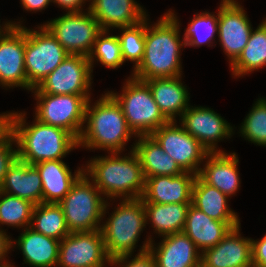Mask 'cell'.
Returning <instances> with one entry per match:
<instances>
[{
  "label": "cell",
  "mask_w": 266,
  "mask_h": 267,
  "mask_svg": "<svg viewBox=\"0 0 266 267\" xmlns=\"http://www.w3.org/2000/svg\"><path fill=\"white\" fill-rule=\"evenodd\" d=\"M174 10H168L153 24L146 17L145 50L142 62L131 76L145 81L152 78L183 75L181 52L186 48L179 22Z\"/></svg>",
  "instance_id": "cell-1"
},
{
  "label": "cell",
  "mask_w": 266,
  "mask_h": 267,
  "mask_svg": "<svg viewBox=\"0 0 266 267\" xmlns=\"http://www.w3.org/2000/svg\"><path fill=\"white\" fill-rule=\"evenodd\" d=\"M107 154L91 157L86 161L85 174L107 201L115 202L117 198L119 200L141 198L145 189V178L134 147H130V152L124 156L122 152Z\"/></svg>",
  "instance_id": "cell-2"
},
{
  "label": "cell",
  "mask_w": 266,
  "mask_h": 267,
  "mask_svg": "<svg viewBox=\"0 0 266 267\" xmlns=\"http://www.w3.org/2000/svg\"><path fill=\"white\" fill-rule=\"evenodd\" d=\"M105 92L95 102H92L93 99L87 101L78 148L99 149L107 153L125 152L128 142L137 136L129 128L121 106Z\"/></svg>",
  "instance_id": "cell-3"
},
{
  "label": "cell",
  "mask_w": 266,
  "mask_h": 267,
  "mask_svg": "<svg viewBox=\"0 0 266 267\" xmlns=\"http://www.w3.org/2000/svg\"><path fill=\"white\" fill-rule=\"evenodd\" d=\"M27 112L13 111L12 135L16 140L18 159L30 165L49 160H63L78 149V140L68 131L46 125L34 118L27 122Z\"/></svg>",
  "instance_id": "cell-4"
},
{
  "label": "cell",
  "mask_w": 266,
  "mask_h": 267,
  "mask_svg": "<svg viewBox=\"0 0 266 267\" xmlns=\"http://www.w3.org/2000/svg\"><path fill=\"white\" fill-rule=\"evenodd\" d=\"M119 201L108 217L105 215L109 213L108 209L112 204L106 202L102 218L104 220L100 228L110 259L136 252L134 249H137L140 235L147 225L144 202L141 198Z\"/></svg>",
  "instance_id": "cell-5"
},
{
  "label": "cell",
  "mask_w": 266,
  "mask_h": 267,
  "mask_svg": "<svg viewBox=\"0 0 266 267\" xmlns=\"http://www.w3.org/2000/svg\"><path fill=\"white\" fill-rule=\"evenodd\" d=\"M107 92L121 106L128 126L136 136L151 135L169 122L154 101L145 81L129 76L125 79L121 93Z\"/></svg>",
  "instance_id": "cell-6"
},
{
  "label": "cell",
  "mask_w": 266,
  "mask_h": 267,
  "mask_svg": "<svg viewBox=\"0 0 266 267\" xmlns=\"http://www.w3.org/2000/svg\"><path fill=\"white\" fill-rule=\"evenodd\" d=\"M107 200L85 172L58 203L70 233L100 230Z\"/></svg>",
  "instance_id": "cell-7"
},
{
  "label": "cell",
  "mask_w": 266,
  "mask_h": 267,
  "mask_svg": "<svg viewBox=\"0 0 266 267\" xmlns=\"http://www.w3.org/2000/svg\"><path fill=\"white\" fill-rule=\"evenodd\" d=\"M69 54L42 24L26 27L25 72L27 90L36 88Z\"/></svg>",
  "instance_id": "cell-8"
},
{
  "label": "cell",
  "mask_w": 266,
  "mask_h": 267,
  "mask_svg": "<svg viewBox=\"0 0 266 267\" xmlns=\"http://www.w3.org/2000/svg\"><path fill=\"white\" fill-rule=\"evenodd\" d=\"M92 95L34 93L35 119L39 122L62 128L77 140L85 123V107Z\"/></svg>",
  "instance_id": "cell-9"
},
{
  "label": "cell",
  "mask_w": 266,
  "mask_h": 267,
  "mask_svg": "<svg viewBox=\"0 0 266 267\" xmlns=\"http://www.w3.org/2000/svg\"><path fill=\"white\" fill-rule=\"evenodd\" d=\"M43 25L68 54L86 57L92 52L96 37L102 31L89 8L81 12H65Z\"/></svg>",
  "instance_id": "cell-10"
},
{
  "label": "cell",
  "mask_w": 266,
  "mask_h": 267,
  "mask_svg": "<svg viewBox=\"0 0 266 267\" xmlns=\"http://www.w3.org/2000/svg\"><path fill=\"white\" fill-rule=\"evenodd\" d=\"M177 123L169 121L156 129L151 136L184 172L198 175L209 151Z\"/></svg>",
  "instance_id": "cell-11"
},
{
  "label": "cell",
  "mask_w": 266,
  "mask_h": 267,
  "mask_svg": "<svg viewBox=\"0 0 266 267\" xmlns=\"http://www.w3.org/2000/svg\"><path fill=\"white\" fill-rule=\"evenodd\" d=\"M93 74L89 58L69 54L32 93L91 95Z\"/></svg>",
  "instance_id": "cell-12"
},
{
  "label": "cell",
  "mask_w": 266,
  "mask_h": 267,
  "mask_svg": "<svg viewBox=\"0 0 266 267\" xmlns=\"http://www.w3.org/2000/svg\"><path fill=\"white\" fill-rule=\"evenodd\" d=\"M110 261L101 230L73 232L60 241L56 267H106Z\"/></svg>",
  "instance_id": "cell-13"
},
{
  "label": "cell",
  "mask_w": 266,
  "mask_h": 267,
  "mask_svg": "<svg viewBox=\"0 0 266 267\" xmlns=\"http://www.w3.org/2000/svg\"><path fill=\"white\" fill-rule=\"evenodd\" d=\"M179 124L195 137L209 153L226 152L219 149L218 142L231 138L235 134L236 128L235 125L231 126L213 108L191 105L182 113Z\"/></svg>",
  "instance_id": "cell-14"
},
{
  "label": "cell",
  "mask_w": 266,
  "mask_h": 267,
  "mask_svg": "<svg viewBox=\"0 0 266 267\" xmlns=\"http://www.w3.org/2000/svg\"><path fill=\"white\" fill-rule=\"evenodd\" d=\"M242 3L220 2L218 12V41L227 56L229 67L241 55L253 30L250 19Z\"/></svg>",
  "instance_id": "cell-15"
},
{
  "label": "cell",
  "mask_w": 266,
  "mask_h": 267,
  "mask_svg": "<svg viewBox=\"0 0 266 267\" xmlns=\"http://www.w3.org/2000/svg\"><path fill=\"white\" fill-rule=\"evenodd\" d=\"M26 27H11L0 36V86L27 90L25 72Z\"/></svg>",
  "instance_id": "cell-16"
},
{
  "label": "cell",
  "mask_w": 266,
  "mask_h": 267,
  "mask_svg": "<svg viewBox=\"0 0 266 267\" xmlns=\"http://www.w3.org/2000/svg\"><path fill=\"white\" fill-rule=\"evenodd\" d=\"M240 228H231L216 246L204 250L200 267H253L252 238L242 236Z\"/></svg>",
  "instance_id": "cell-17"
},
{
  "label": "cell",
  "mask_w": 266,
  "mask_h": 267,
  "mask_svg": "<svg viewBox=\"0 0 266 267\" xmlns=\"http://www.w3.org/2000/svg\"><path fill=\"white\" fill-rule=\"evenodd\" d=\"M239 157L236 152L209 153L199 171L198 176L210 186L231 198L238 193L241 179L239 173Z\"/></svg>",
  "instance_id": "cell-18"
},
{
  "label": "cell",
  "mask_w": 266,
  "mask_h": 267,
  "mask_svg": "<svg viewBox=\"0 0 266 267\" xmlns=\"http://www.w3.org/2000/svg\"><path fill=\"white\" fill-rule=\"evenodd\" d=\"M160 239L159 243L152 241L149 246L157 267H200L201 252L184 232Z\"/></svg>",
  "instance_id": "cell-19"
},
{
  "label": "cell",
  "mask_w": 266,
  "mask_h": 267,
  "mask_svg": "<svg viewBox=\"0 0 266 267\" xmlns=\"http://www.w3.org/2000/svg\"><path fill=\"white\" fill-rule=\"evenodd\" d=\"M197 175L183 172L176 176H153L145 178L143 202L170 204L192 203V188Z\"/></svg>",
  "instance_id": "cell-20"
},
{
  "label": "cell",
  "mask_w": 266,
  "mask_h": 267,
  "mask_svg": "<svg viewBox=\"0 0 266 267\" xmlns=\"http://www.w3.org/2000/svg\"><path fill=\"white\" fill-rule=\"evenodd\" d=\"M144 9L136 0H94L89 5V11L98 21L101 30L111 32L144 20L149 15Z\"/></svg>",
  "instance_id": "cell-21"
},
{
  "label": "cell",
  "mask_w": 266,
  "mask_h": 267,
  "mask_svg": "<svg viewBox=\"0 0 266 267\" xmlns=\"http://www.w3.org/2000/svg\"><path fill=\"white\" fill-rule=\"evenodd\" d=\"M240 224V221L214 220L190 204L183 232L202 253L204 250L216 246L231 228Z\"/></svg>",
  "instance_id": "cell-22"
},
{
  "label": "cell",
  "mask_w": 266,
  "mask_h": 267,
  "mask_svg": "<svg viewBox=\"0 0 266 267\" xmlns=\"http://www.w3.org/2000/svg\"><path fill=\"white\" fill-rule=\"evenodd\" d=\"M59 245L60 240L26 227L18 239L12 240V251L14 248L20 250L23 264L30 267H55L58 263Z\"/></svg>",
  "instance_id": "cell-23"
},
{
  "label": "cell",
  "mask_w": 266,
  "mask_h": 267,
  "mask_svg": "<svg viewBox=\"0 0 266 267\" xmlns=\"http://www.w3.org/2000/svg\"><path fill=\"white\" fill-rule=\"evenodd\" d=\"M42 180V203L58 204L84 173V164L72 170L63 160H49L34 164Z\"/></svg>",
  "instance_id": "cell-24"
},
{
  "label": "cell",
  "mask_w": 266,
  "mask_h": 267,
  "mask_svg": "<svg viewBox=\"0 0 266 267\" xmlns=\"http://www.w3.org/2000/svg\"><path fill=\"white\" fill-rule=\"evenodd\" d=\"M182 80V75L145 80L154 101L169 121H177L190 106V93Z\"/></svg>",
  "instance_id": "cell-25"
},
{
  "label": "cell",
  "mask_w": 266,
  "mask_h": 267,
  "mask_svg": "<svg viewBox=\"0 0 266 267\" xmlns=\"http://www.w3.org/2000/svg\"><path fill=\"white\" fill-rule=\"evenodd\" d=\"M0 191L38 205L42 203L40 173L34 165L17 159L6 173Z\"/></svg>",
  "instance_id": "cell-26"
},
{
  "label": "cell",
  "mask_w": 266,
  "mask_h": 267,
  "mask_svg": "<svg viewBox=\"0 0 266 267\" xmlns=\"http://www.w3.org/2000/svg\"><path fill=\"white\" fill-rule=\"evenodd\" d=\"M134 142L131 147H134L140 159L144 178L161 175L176 176L184 172L151 135L137 136Z\"/></svg>",
  "instance_id": "cell-27"
},
{
  "label": "cell",
  "mask_w": 266,
  "mask_h": 267,
  "mask_svg": "<svg viewBox=\"0 0 266 267\" xmlns=\"http://www.w3.org/2000/svg\"><path fill=\"white\" fill-rule=\"evenodd\" d=\"M228 202L229 197L196 176L192 188L193 206L217 221H240L239 215L230 208Z\"/></svg>",
  "instance_id": "cell-28"
},
{
  "label": "cell",
  "mask_w": 266,
  "mask_h": 267,
  "mask_svg": "<svg viewBox=\"0 0 266 267\" xmlns=\"http://www.w3.org/2000/svg\"><path fill=\"white\" fill-rule=\"evenodd\" d=\"M192 203L159 204L144 202L146 224H151L153 233L164 237L183 232L187 210Z\"/></svg>",
  "instance_id": "cell-29"
},
{
  "label": "cell",
  "mask_w": 266,
  "mask_h": 267,
  "mask_svg": "<svg viewBox=\"0 0 266 267\" xmlns=\"http://www.w3.org/2000/svg\"><path fill=\"white\" fill-rule=\"evenodd\" d=\"M266 66V18L252 30L241 55L230 66L233 78H243Z\"/></svg>",
  "instance_id": "cell-30"
},
{
  "label": "cell",
  "mask_w": 266,
  "mask_h": 267,
  "mask_svg": "<svg viewBox=\"0 0 266 267\" xmlns=\"http://www.w3.org/2000/svg\"><path fill=\"white\" fill-rule=\"evenodd\" d=\"M30 228L60 241L70 234L63 210L56 203H40L35 205Z\"/></svg>",
  "instance_id": "cell-31"
},
{
  "label": "cell",
  "mask_w": 266,
  "mask_h": 267,
  "mask_svg": "<svg viewBox=\"0 0 266 267\" xmlns=\"http://www.w3.org/2000/svg\"><path fill=\"white\" fill-rule=\"evenodd\" d=\"M190 21L183 33L186 47H201L204 44L213 47L214 42L217 44L215 37L218 36V13L199 12Z\"/></svg>",
  "instance_id": "cell-32"
},
{
  "label": "cell",
  "mask_w": 266,
  "mask_h": 267,
  "mask_svg": "<svg viewBox=\"0 0 266 267\" xmlns=\"http://www.w3.org/2000/svg\"><path fill=\"white\" fill-rule=\"evenodd\" d=\"M34 206L28 200L0 191V229L4 225L22 230L30 227Z\"/></svg>",
  "instance_id": "cell-33"
},
{
  "label": "cell",
  "mask_w": 266,
  "mask_h": 267,
  "mask_svg": "<svg viewBox=\"0 0 266 267\" xmlns=\"http://www.w3.org/2000/svg\"><path fill=\"white\" fill-rule=\"evenodd\" d=\"M88 58L92 73L96 62H100V64L109 69L120 68L124 64V61L117 35H113L110 30H102L97 35L92 52Z\"/></svg>",
  "instance_id": "cell-34"
},
{
  "label": "cell",
  "mask_w": 266,
  "mask_h": 267,
  "mask_svg": "<svg viewBox=\"0 0 266 267\" xmlns=\"http://www.w3.org/2000/svg\"><path fill=\"white\" fill-rule=\"evenodd\" d=\"M124 63H133L134 71L142 62L145 50L146 18L133 26L117 28Z\"/></svg>",
  "instance_id": "cell-35"
},
{
  "label": "cell",
  "mask_w": 266,
  "mask_h": 267,
  "mask_svg": "<svg viewBox=\"0 0 266 267\" xmlns=\"http://www.w3.org/2000/svg\"><path fill=\"white\" fill-rule=\"evenodd\" d=\"M239 136L251 144L266 147V98L256 99L240 125Z\"/></svg>",
  "instance_id": "cell-36"
},
{
  "label": "cell",
  "mask_w": 266,
  "mask_h": 267,
  "mask_svg": "<svg viewBox=\"0 0 266 267\" xmlns=\"http://www.w3.org/2000/svg\"><path fill=\"white\" fill-rule=\"evenodd\" d=\"M148 236V237H147ZM146 239L143 242L142 246H140L139 252L137 254H128L115 257L111 259L110 266L116 267H157L156 261L152 253L149 251V246L152 241H154V237H151L152 234L147 235ZM133 257V258H132ZM132 258V259H131Z\"/></svg>",
  "instance_id": "cell-37"
},
{
  "label": "cell",
  "mask_w": 266,
  "mask_h": 267,
  "mask_svg": "<svg viewBox=\"0 0 266 267\" xmlns=\"http://www.w3.org/2000/svg\"><path fill=\"white\" fill-rule=\"evenodd\" d=\"M17 159V144L15 138L11 134L2 144H0V187L4 182L5 175L9 168Z\"/></svg>",
  "instance_id": "cell-38"
},
{
  "label": "cell",
  "mask_w": 266,
  "mask_h": 267,
  "mask_svg": "<svg viewBox=\"0 0 266 267\" xmlns=\"http://www.w3.org/2000/svg\"><path fill=\"white\" fill-rule=\"evenodd\" d=\"M253 267H266V234L259 239L251 240Z\"/></svg>",
  "instance_id": "cell-39"
},
{
  "label": "cell",
  "mask_w": 266,
  "mask_h": 267,
  "mask_svg": "<svg viewBox=\"0 0 266 267\" xmlns=\"http://www.w3.org/2000/svg\"><path fill=\"white\" fill-rule=\"evenodd\" d=\"M6 230L7 229H0V267H15V264L7 259L8 254L12 251L13 239L8 235Z\"/></svg>",
  "instance_id": "cell-40"
},
{
  "label": "cell",
  "mask_w": 266,
  "mask_h": 267,
  "mask_svg": "<svg viewBox=\"0 0 266 267\" xmlns=\"http://www.w3.org/2000/svg\"><path fill=\"white\" fill-rule=\"evenodd\" d=\"M13 110L0 113V144L12 134Z\"/></svg>",
  "instance_id": "cell-41"
},
{
  "label": "cell",
  "mask_w": 266,
  "mask_h": 267,
  "mask_svg": "<svg viewBox=\"0 0 266 267\" xmlns=\"http://www.w3.org/2000/svg\"><path fill=\"white\" fill-rule=\"evenodd\" d=\"M52 3L66 10L65 12H81L85 10L83 7L87 4L84 0H52Z\"/></svg>",
  "instance_id": "cell-42"
},
{
  "label": "cell",
  "mask_w": 266,
  "mask_h": 267,
  "mask_svg": "<svg viewBox=\"0 0 266 267\" xmlns=\"http://www.w3.org/2000/svg\"><path fill=\"white\" fill-rule=\"evenodd\" d=\"M52 3V0H20L21 7L28 12H41L48 8L47 6Z\"/></svg>",
  "instance_id": "cell-43"
},
{
  "label": "cell",
  "mask_w": 266,
  "mask_h": 267,
  "mask_svg": "<svg viewBox=\"0 0 266 267\" xmlns=\"http://www.w3.org/2000/svg\"><path fill=\"white\" fill-rule=\"evenodd\" d=\"M22 19H20L18 22L17 21H3L2 25L0 24V36L5 34L12 26L13 27H21L22 26ZM1 23V21H0Z\"/></svg>",
  "instance_id": "cell-44"
},
{
  "label": "cell",
  "mask_w": 266,
  "mask_h": 267,
  "mask_svg": "<svg viewBox=\"0 0 266 267\" xmlns=\"http://www.w3.org/2000/svg\"><path fill=\"white\" fill-rule=\"evenodd\" d=\"M84 1H85L86 3L89 2V3H88V6H87V8H89V5H90L94 0H84Z\"/></svg>",
  "instance_id": "cell-45"
}]
</instances>
